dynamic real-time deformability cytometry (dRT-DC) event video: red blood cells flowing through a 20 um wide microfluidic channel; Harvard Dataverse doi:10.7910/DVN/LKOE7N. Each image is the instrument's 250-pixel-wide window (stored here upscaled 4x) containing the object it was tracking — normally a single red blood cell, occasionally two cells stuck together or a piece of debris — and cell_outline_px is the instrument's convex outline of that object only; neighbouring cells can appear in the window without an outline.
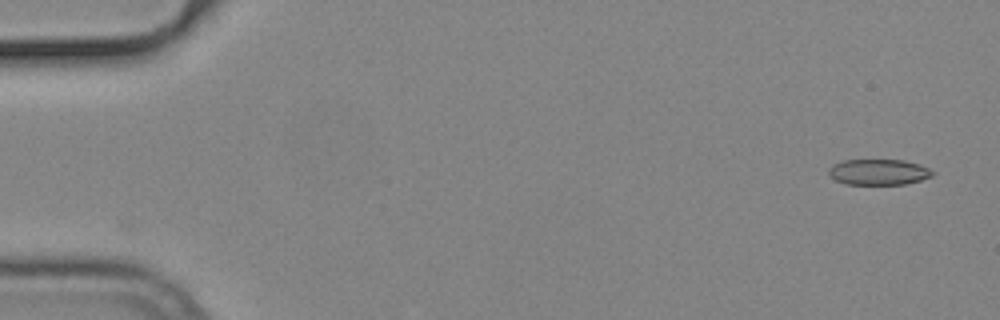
{"species": "common noctule bat (a hibernating species)", "species_latin": "Nyctalus noctula", "temperature_condition": "cold", "stored_images_in_passage": 53, "camera_frame_rate_fps": 3000, "um_per_image_px": 0.085, "animal": {"sex": "male", "body_mass_g": 19.2, "forearm_length_mm": 51.8}, "frame": {"image": 1, "passage_image": 1, "time_ms": 0.0, "image_size_px": [1000, 320], "cell_outline_px": [[936, 172], [932, 176], [920, 180], [904, 184], [844, 184], [836, 180], [828, 172], [828, 168], [832, 164], [844, 160], [904, 160], [920, 164]], "centroid_in_image_um": [74.69, 14.61], "position_along_channel_um": 10.3, "area_um2": 15.61}}
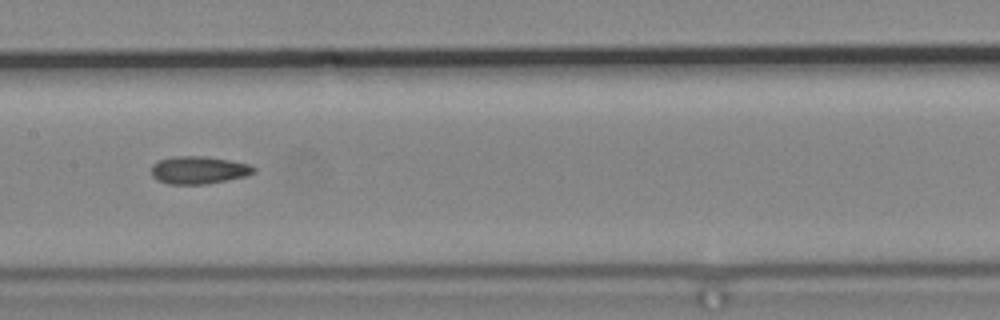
{"frame": {"image": 2, "passage_image": 26, "time_ms": 8.333, "image_size_px": [1000, 320], "cell_outline_px": [[256, 172], [244, 176], [204, 184], [168, 184], [156, 180], [152, 176], [152, 164], [160, 160], [172, 156], [204, 156], [228, 160], [248, 164], [256, 168]], "centroid_in_image_um": [16.85, 14.45], "position_along_channel_um": 190.6, "area_um2": 16.36}}
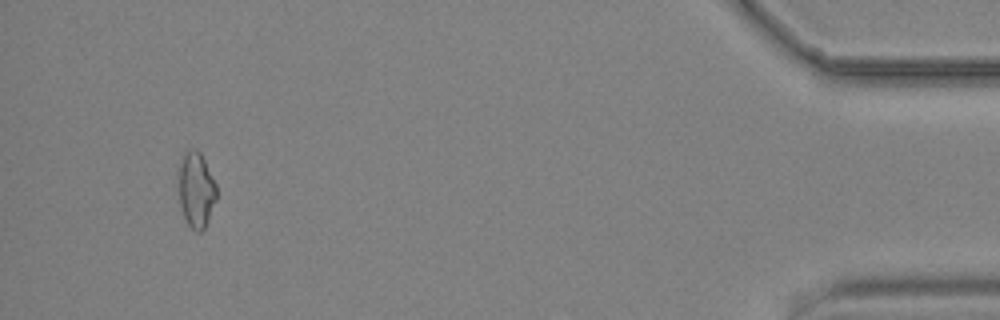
{"frame": {"image": 3, "passage_image": 50, "time_ms": 16.333, "image_size_px": [1000, 320], "cell_outline_px": [[216, 200], [208, 220], [204, 228], [200, 232], [196, 232], [188, 224], [184, 216], [180, 204], [180, 168], [184, 152], [188, 148], [196, 148], [200, 152], [216, 184]], "centroid_in_image_um": [16.69, 16.13], "position_along_channel_um": 418.5, "area_um2": 16.3}, "authors_computed_cell_mechanics": {"area_um2": 16.2996, "velocity_mm_per_s": 3.7823, "shape_relaxation_time_tau1_ms": null, "shape_relaxation_time_tau2_ms": 5.0017, "deformation_change_tau1": null, "deformation_change_tau2": 0.119}}